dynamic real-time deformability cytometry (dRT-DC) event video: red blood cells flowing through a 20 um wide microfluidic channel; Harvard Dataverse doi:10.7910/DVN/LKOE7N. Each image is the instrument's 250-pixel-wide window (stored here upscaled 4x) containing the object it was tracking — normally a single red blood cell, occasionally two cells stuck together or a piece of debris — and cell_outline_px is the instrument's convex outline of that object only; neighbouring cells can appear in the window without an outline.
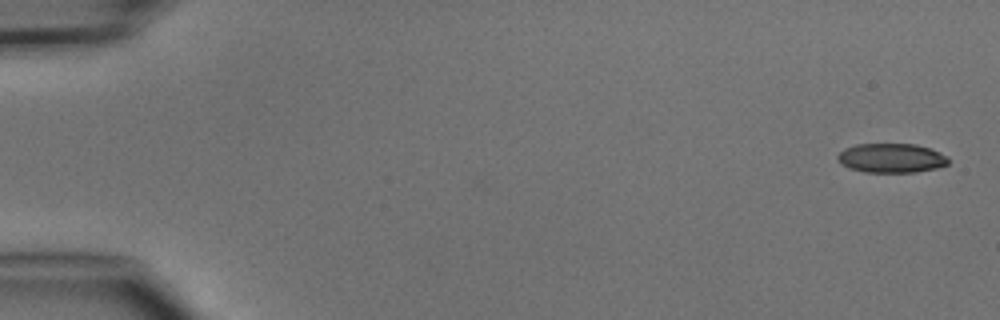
{"species": "common noctule bat (a hibernating species)", "species_latin": "Nyctalus noctula", "temperature_condition": "cold", "stored_images_in_passage": 6, "camera_frame_rate_fps": 3000, "um_per_image_px": 0.085, "animal": {"sex": "male", "body_mass_g": 15.6}, "frame": {"image": 1, "passage_image": 1, "time_ms": 0.0, "image_size_px": [1000, 320], "cell_outline_px": [[948, 164], [936, 168], [916, 172], [864, 172], [848, 168], [840, 164], [836, 160], [836, 156], [844, 148], [856, 144], [916, 144], [928, 148], [948, 156]], "centroid_in_image_um": [75.71, 13.44], "position_along_channel_um": 9.3, "area_um2": 19.02}}
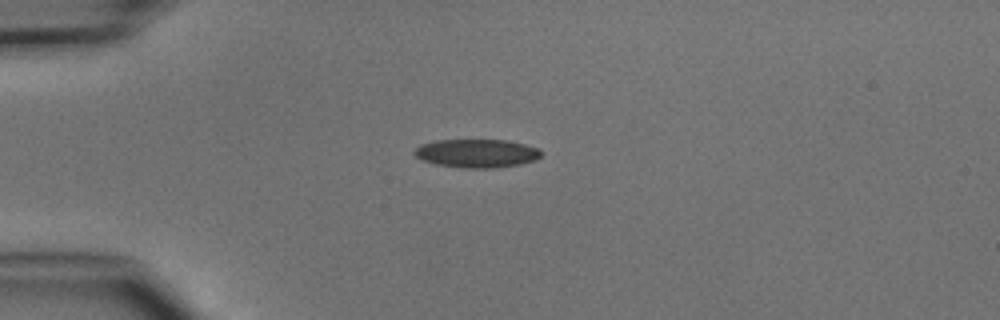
{"frame": {"image": 2, "passage_image": 4, "time_ms": 3.667, "image_size_px": [1000, 320], "cell_outline_px": [[544, 152], [536, 160], [520, 164], [496, 168], [464, 168], [436, 164], [424, 160], [416, 156], [412, 152], [420, 144], [436, 140], [508, 140], [540, 148]], "centroid_in_image_um": [40.56, 13.03], "position_along_channel_um": 44.4, "area_um2": 21.15}}